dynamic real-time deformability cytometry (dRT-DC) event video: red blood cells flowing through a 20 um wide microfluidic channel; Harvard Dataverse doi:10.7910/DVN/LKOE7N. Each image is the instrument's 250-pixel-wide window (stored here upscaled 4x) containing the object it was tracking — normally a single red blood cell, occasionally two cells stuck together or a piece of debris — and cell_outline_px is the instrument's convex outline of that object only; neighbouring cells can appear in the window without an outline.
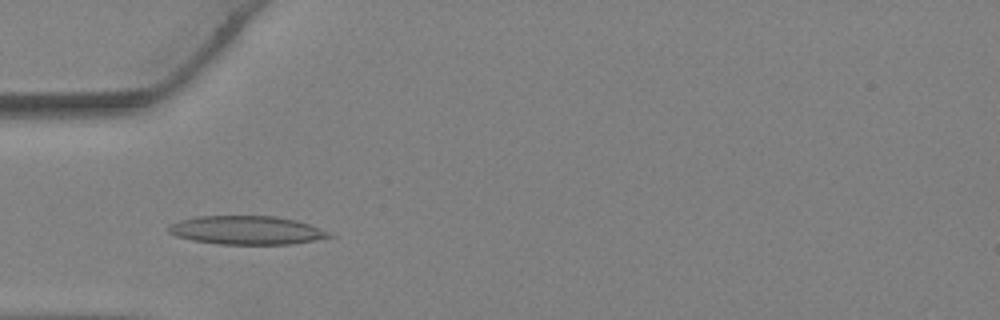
{"species": "Egyptian fruit bat (a non-hibernating species)", "species_latin": "Rousettus aegyptiacus", "temperature_condition": "warm", "stored_images_in_passage": 23, "camera_frame_rate_fps": 3000, "um_per_image_px": 0.085, "animal": {"sex": "female"}, "frame": {"image": 1, "passage_image": 2, "time_ms": 0.333, "image_size_px": [1000, 320], "cell_outline_px": [[336, 236], [292, 244], [220, 244], [192, 240], [176, 236], [168, 232], [168, 228], [172, 224], [180, 220], [200, 216], [276, 216], [296, 220], [308, 224], [328, 232]], "centroid_in_image_um": [20.97, 19.57], "position_along_channel_um": 64.0, "area_um2": 26.53}}
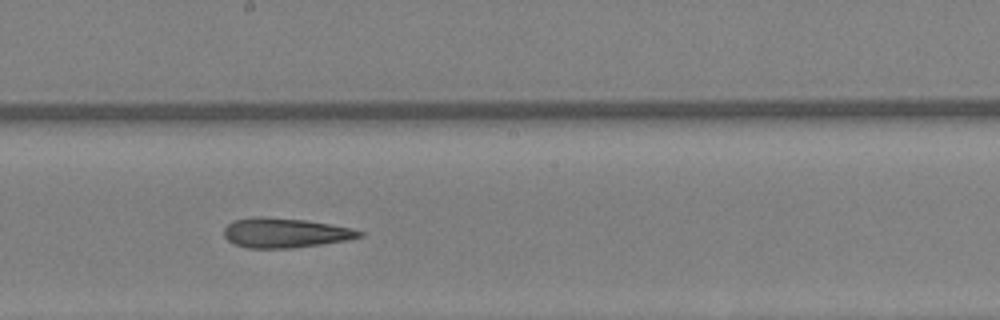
{"frame": {"image": 2, "passage_image": 11, "time_ms": 3.333, "image_size_px": [1000, 320], "cell_outline_px": [[364, 236], [348, 240], [292, 248], [248, 248], [236, 244], [228, 240], [224, 236], [224, 228], [232, 220], [256, 216], [308, 220], [352, 228], [364, 232]], "centroid_in_image_um": [24.25, 19.78], "position_along_channel_um": 224.0, "area_um2": 23.47}}
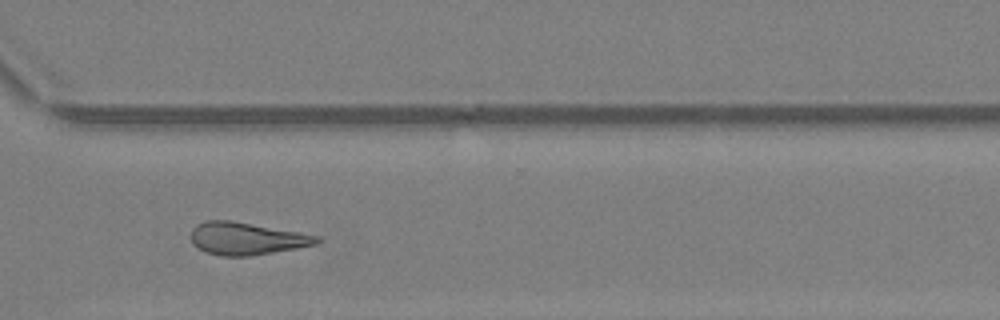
{"frame": {"image": 3, "passage_image": 18, "time_ms": 5.667, "image_size_px": [1000, 320], "cell_outline_px": [[324, 240], [316, 244], [296, 248], [248, 256], [220, 256], [204, 252], [192, 244], [192, 228], [196, 224], [204, 220], [232, 220], [300, 232], [320, 236]], "centroid_in_image_um": [20.95, 20.27], "position_along_channel_um": 349.6, "area_um2": 23.99}}